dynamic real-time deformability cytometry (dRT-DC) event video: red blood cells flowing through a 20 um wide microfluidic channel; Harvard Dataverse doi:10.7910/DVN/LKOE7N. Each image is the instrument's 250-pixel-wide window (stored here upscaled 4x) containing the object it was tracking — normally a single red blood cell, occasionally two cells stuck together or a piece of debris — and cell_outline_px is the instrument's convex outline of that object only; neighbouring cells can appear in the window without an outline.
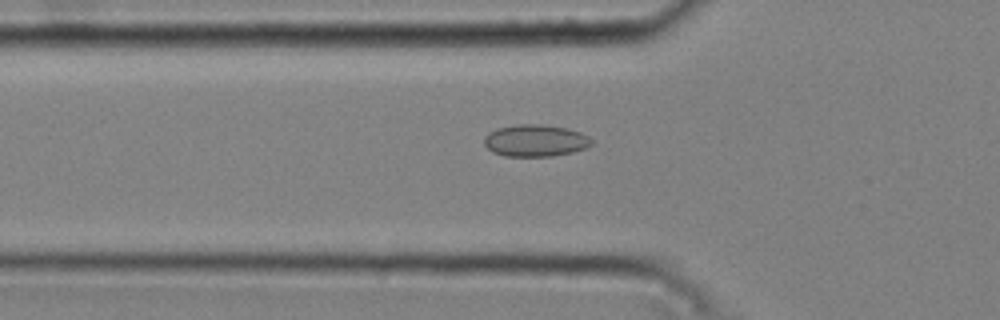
{"species": "common noctule bat (a hibernating species)", "species_latin": "Nyctalus noctula", "temperature_condition": "cold", "stored_images_in_passage": 33, "camera_frame_rate_fps": 3000, "um_per_image_px": 0.085, "animal": {"sex": "male", "body_mass_g": 20.4}, "frame": {"image": 1, "passage_image": 3, "time_ms": 0.667, "image_size_px": [1000, 320], "cell_outline_px": [[592, 144], [584, 148], [572, 152], [552, 156], [504, 156], [492, 152], [484, 144], [484, 136], [488, 132], [496, 128], [516, 124], [544, 124], [568, 128], [580, 132], [588, 136], [592, 140]], "centroid_in_image_um": [45.47, 11.94], "position_along_channel_um": 80.3, "area_um2": 20.17}}
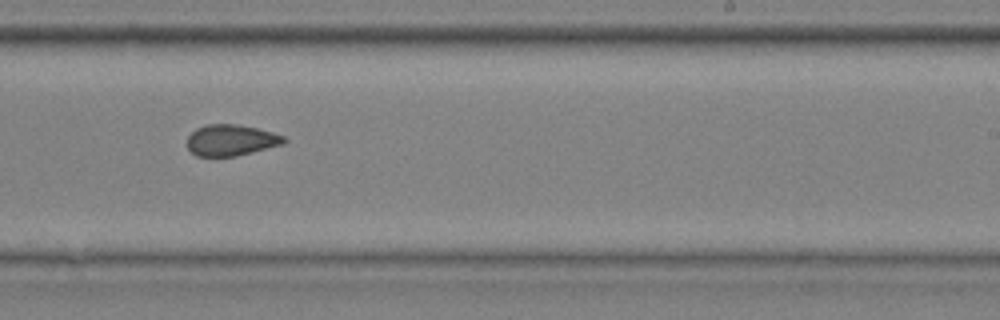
{"frame": {"image": 2, "passage_image": 18, "time_ms": 5.667, "image_size_px": [1000, 320], "cell_outline_px": [[288, 140], [284, 144], [236, 156], [196, 156], [188, 148], [188, 136], [196, 128], [208, 124], [236, 124], [256, 128], [272, 132], [284, 136]], "centroid_in_image_um": [19.65, 11.91], "position_along_channel_um": 269.3, "area_um2": 17.51}}
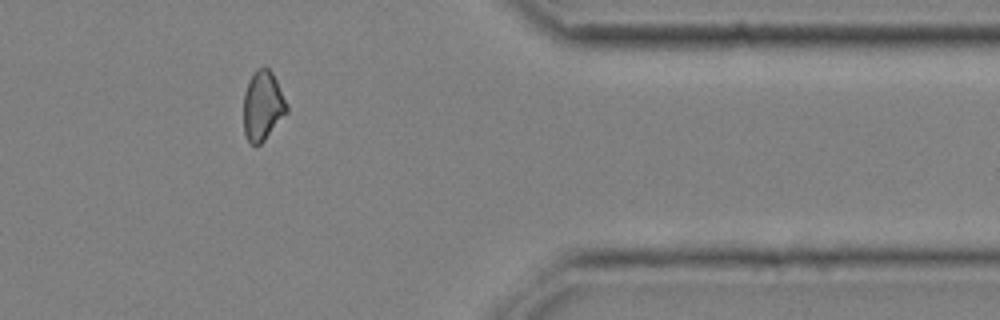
{"frame": {"image": 3, "passage_image": 29, "time_ms": 9.333, "image_size_px": [1000, 320], "cell_outline_px": [[288, 112], [264, 140], [260, 144], [252, 144], [248, 140], [244, 132], [244, 92], [248, 80], [256, 68], [264, 64], [272, 72], [288, 104]], "centroid_in_image_um": [22.33, 8.94], "position_along_channel_um": 389.1, "area_um2": 17.63}, "authors_computed_cell_mechanics": {"area_um2": 18.0336, "velocity_mm_per_s": 3.778, "shape_relaxation_time_tau1_ms": null, "shape_relaxation_time_tau2_ms": 3.0628, "deformation_change_tau1": null, "deformation_change_tau2": 0.0805}}